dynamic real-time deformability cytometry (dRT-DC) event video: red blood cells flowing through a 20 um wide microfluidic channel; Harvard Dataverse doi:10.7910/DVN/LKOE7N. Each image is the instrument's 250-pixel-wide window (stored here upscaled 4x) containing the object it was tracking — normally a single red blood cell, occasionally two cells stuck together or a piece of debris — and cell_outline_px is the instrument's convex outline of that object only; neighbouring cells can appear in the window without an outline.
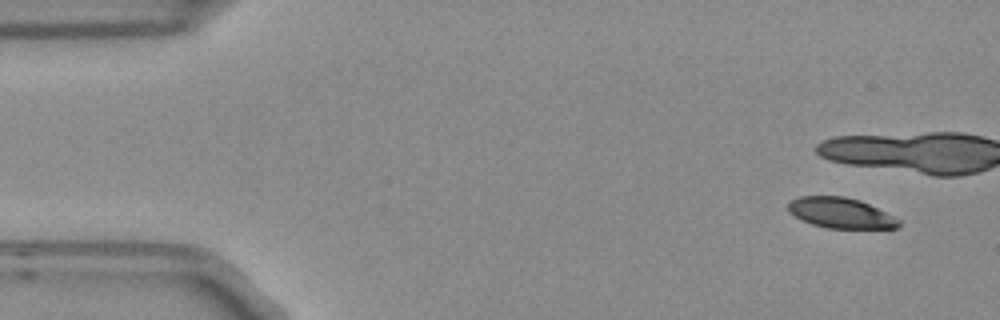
{"species": "Egyptian fruit bat (a non-hibernating species)", "species_latin": "Rousettus aegyptiacus", "temperature_condition": "room temperature", "stored_images_in_passage": 5, "camera_frame_rate_fps": 3000, "um_per_image_px": 0.085, "frame": {"image": 1, "passage_image": 1, "time_ms": 0.0, "image_size_px": [1000, 320], "cell_outline_px": [[900, 228], [828, 228], [812, 224], [788, 212], [788, 204], [792, 200], [800, 196], [844, 196], [860, 200], [900, 220]], "centroid_in_image_um": [71.45, 18.1], "position_along_channel_um": 13.5, "area_um2": 19.36}}